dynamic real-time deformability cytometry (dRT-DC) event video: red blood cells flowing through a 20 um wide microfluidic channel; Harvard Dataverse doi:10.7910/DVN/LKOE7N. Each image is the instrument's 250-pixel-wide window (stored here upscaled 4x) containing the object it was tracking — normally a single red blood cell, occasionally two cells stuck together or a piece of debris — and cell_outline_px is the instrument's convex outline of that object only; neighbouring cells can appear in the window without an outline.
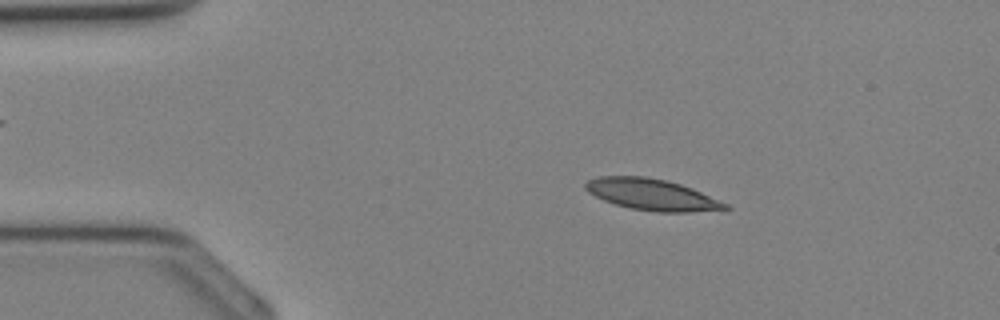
{"species": "Egyptian fruit bat (a non-hibernating species)", "species_latin": "Rousettus aegyptiacus", "temperature_condition": "cold", "stored_images_in_passage": 34, "camera_frame_rate_fps": 3000, "um_per_image_px": 0.085, "animal": {"sex": "female"}, "frame": {"image": 1, "passage_image": 5, "time_ms": 1.333, "image_size_px": [1000, 320], "cell_outline_px": [[732, 208], [688, 212], [660, 212], [632, 208], [616, 204], [604, 200], [588, 192], [584, 188], [584, 184], [588, 180], [600, 176], [648, 176], [668, 180], [692, 188], [728, 204]], "centroid_in_image_um": [55.4, 16.52], "position_along_channel_um": 29.6, "area_um2": 25.32}}
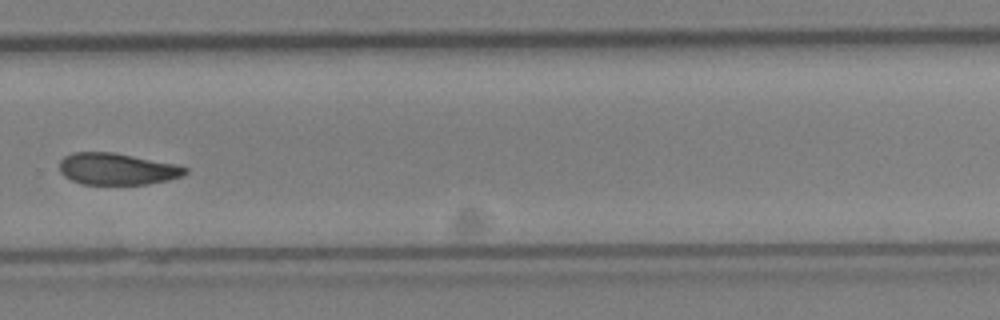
{"frame": {"image": 2, "passage_image": 23, "time_ms": 7.333, "image_size_px": [1000, 320], "cell_outline_px": [[188, 172], [180, 176], [168, 180], [148, 184], [84, 184], [72, 180], [64, 176], [60, 172], [60, 160], [64, 156], [72, 152], [112, 152], [176, 164], [188, 168]], "centroid_in_image_um": [9.94, 14.36], "position_along_channel_um": 319.9, "area_um2": 23.12}}
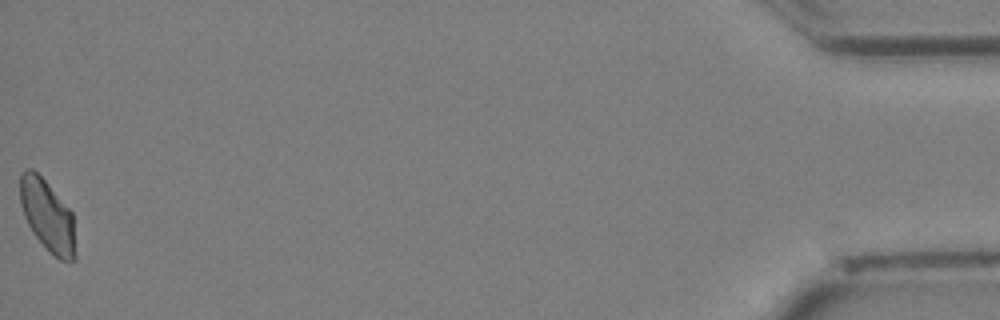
{"frame": {"image": 3, "passage_image": 34, "time_ms": 11.0, "image_size_px": [1000, 320], "cell_outline_px": [[76, 260], [60, 260], [48, 252], [32, 232], [24, 216], [20, 204], [20, 176], [24, 168], [32, 168], [44, 180], [72, 212], [76, 256]], "centroid_in_image_um": [4.02, 18.35], "position_along_channel_um": 431.2, "area_um2": 23.06}}